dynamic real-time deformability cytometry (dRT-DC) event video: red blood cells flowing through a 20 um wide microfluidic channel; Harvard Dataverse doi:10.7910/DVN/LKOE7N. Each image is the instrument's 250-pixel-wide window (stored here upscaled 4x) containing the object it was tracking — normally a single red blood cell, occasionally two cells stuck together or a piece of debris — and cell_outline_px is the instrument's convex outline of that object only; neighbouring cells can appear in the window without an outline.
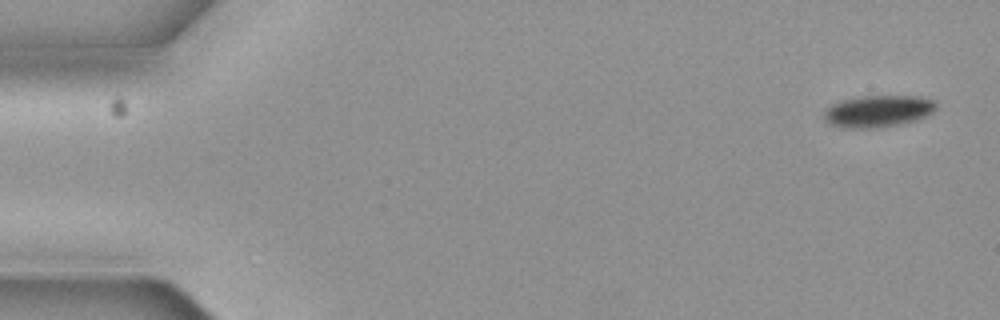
{"species": "common noctule bat (a hibernating species)", "species_latin": "Nyctalus noctula", "temperature_condition": "cold", "stored_images_in_passage": 5, "camera_frame_rate_fps": 3000, "um_per_image_px": 0.085, "animal": {"sex": "female", "body_mass_g": 19.3, "forearm_length_mm": 54.1}, "frame": {"image": 1, "passage_image": 1, "time_ms": 0.0, "image_size_px": [1000, 320], "cell_outline_px": [[936, 108], [932, 112], [916, 120], [876, 128], [848, 128], [828, 124], [824, 120], [824, 112], [832, 104], [840, 100], [860, 96], [920, 96], [936, 100]], "centroid_in_image_um": [74.62, 9.44], "position_along_channel_um": 10.4, "area_um2": 20.81}}
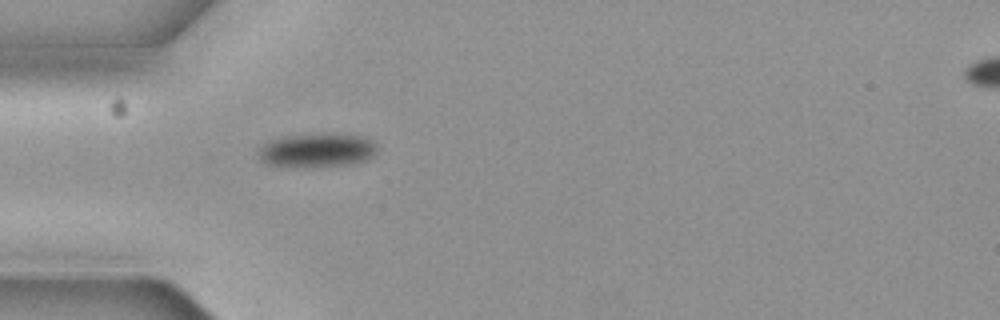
{"frame": {"image": 2, "passage_image": 5, "time_ms": 1.333, "image_size_px": [1000, 320], "cell_outline_px": [[376, 152], [368, 160], [352, 164], [320, 168], [284, 168], [268, 164], [260, 160], [260, 148], [268, 140], [280, 136], [328, 132], [332, 132], [368, 136], [376, 144]], "centroid_in_image_um": [26.97, 12.77], "position_along_channel_um": 58.0, "area_um2": 24.85}}